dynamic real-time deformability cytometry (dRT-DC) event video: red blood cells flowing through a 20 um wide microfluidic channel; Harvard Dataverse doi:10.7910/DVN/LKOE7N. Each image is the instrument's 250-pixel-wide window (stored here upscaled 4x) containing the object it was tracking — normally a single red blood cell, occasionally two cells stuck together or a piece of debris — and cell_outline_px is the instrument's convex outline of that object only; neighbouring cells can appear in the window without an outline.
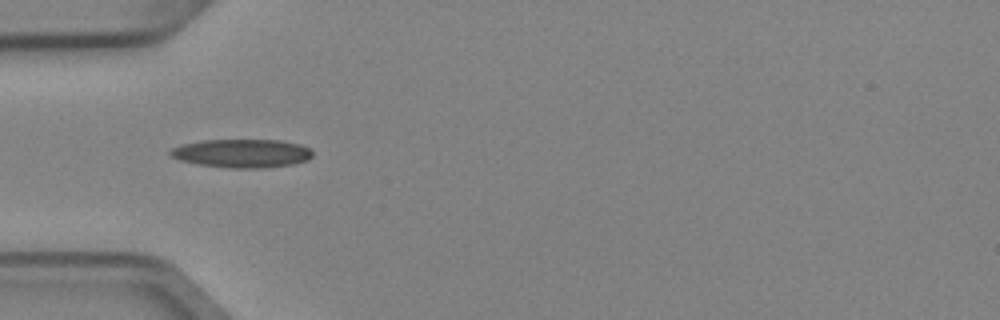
{"species": "Egyptian fruit bat (a non-hibernating species)", "species_latin": "Rousettus aegyptiacus", "temperature_condition": "cold", "stored_images_in_passage": 3, "camera_frame_rate_fps": 3000, "um_per_image_px": 0.085, "animal": {"sex": "female"}, "frame": {"image": 1, "passage_image": 1, "time_ms": 0.0, "image_size_px": [1000, 320], "cell_outline_px": [[312, 156], [308, 160], [292, 164], [260, 168], [232, 168], [200, 164], [180, 160], [168, 156], [168, 152], [172, 148], [180, 144], [204, 140], [280, 140], [300, 144], [308, 148], [312, 152]], "centroid_in_image_um": [20.53, 13.02], "position_along_channel_um": 64.5, "area_um2": 23.58}}
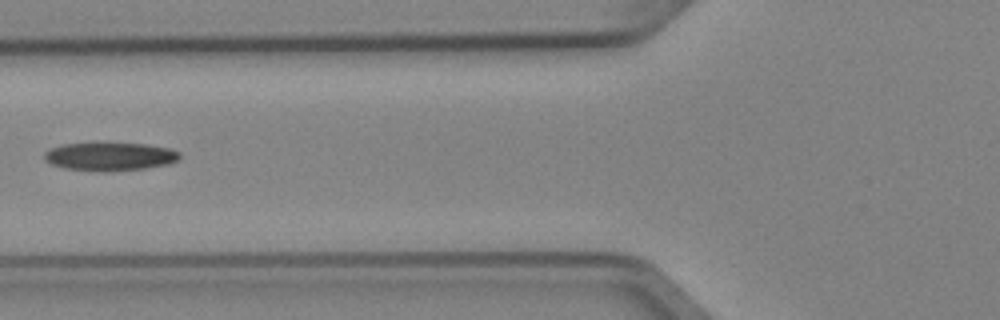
{"frame": {"image": 2, "passage_image": 2, "time_ms": 0.333, "image_size_px": [1000, 320], "cell_outline_px": [[180, 156], [176, 160], [168, 164], [144, 168], [108, 172], [64, 168], [52, 164], [44, 160], [44, 152], [52, 148], [64, 144], [96, 140], [148, 144], [168, 148], [180, 152]], "centroid_in_image_um": [9.3, 13.25], "position_along_channel_um": 116.5, "area_um2": 23.12}}
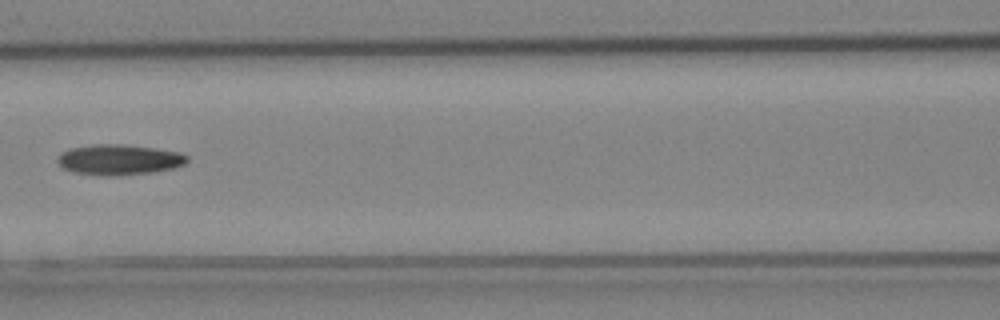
{"frame": {"image": 3, "passage_image": 3, "time_ms": 0.667, "image_size_px": [1000, 320], "cell_outline_px": [[188, 160], [184, 164], [172, 168], [152, 172], [76, 172], [64, 168], [56, 160], [60, 152], [68, 148], [92, 144], [124, 144], [156, 148], [180, 152], [188, 156]], "centroid_in_image_um": [10.14, 13.49], "position_along_channel_um": 156.5, "area_um2": 21.85}}